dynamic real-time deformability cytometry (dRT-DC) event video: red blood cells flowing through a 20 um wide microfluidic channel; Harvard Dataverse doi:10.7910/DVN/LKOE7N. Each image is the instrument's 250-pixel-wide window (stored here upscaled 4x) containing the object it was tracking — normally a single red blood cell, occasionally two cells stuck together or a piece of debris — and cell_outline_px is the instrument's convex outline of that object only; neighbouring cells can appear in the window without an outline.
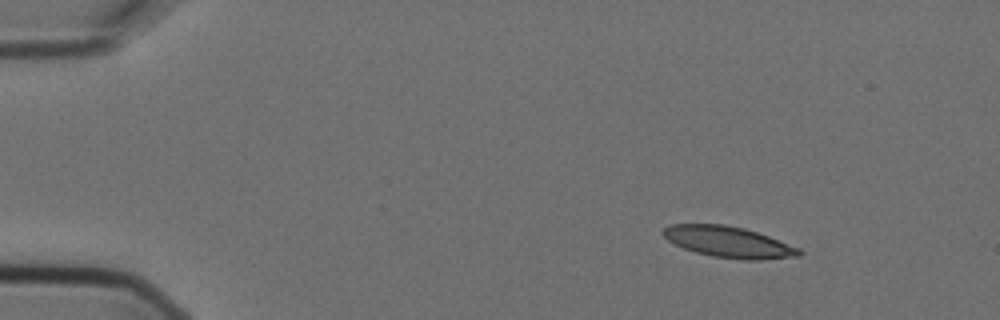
{"species": "Egyptian fruit bat (a non-hibernating species)", "species_latin": "Rousettus aegyptiacus", "temperature_condition": "cold", "stored_images_in_passage": 4, "camera_frame_rate_fps": 3000, "um_per_image_px": 0.085, "animal": {"sex": "female"}, "frame": {"image": 1, "passage_image": 1, "time_ms": 0.0, "image_size_px": [1000, 320], "cell_outline_px": [[804, 252], [800, 256], [760, 260], [744, 260], [712, 256], [696, 252], [684, 248], [668, 240], [660, 232], [668, 224], [724, 224], [744, 228], [768, 236], [800, 248]], "centroid_in_image_um": [61.94, 20.57], "position_along_channel_um": 23.1, "area_um2": 24.62}}
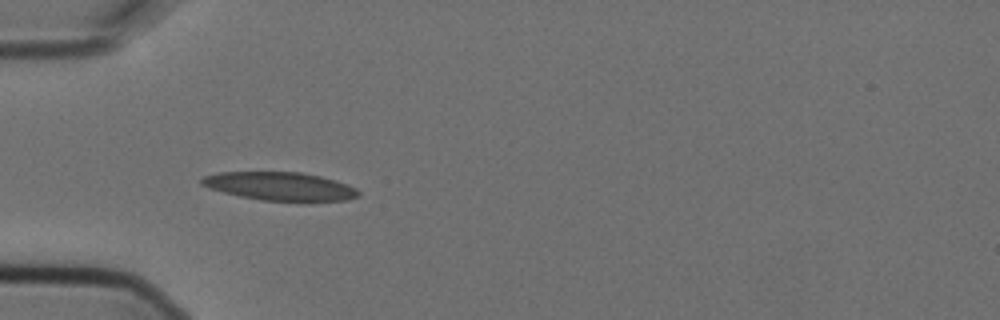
{"frame": {"image": 2, "passage_image": 3, "time_ms": 0.667, "image_size_px": [1000, 320], "cell_outline_px": [[360, 196], [348, 200], [260, 200], [240, 196], [208, 188], [200, 184], [200, 180], [204, 176], [216, 172], [300, 172], [320, 176], [336, 180], [348, 184], [356, 188], [360, 192]], "centroid_in_image_um": [23.79, 15.82], "position_along_channel_um": 61.2, "area_um2": 25.72}}
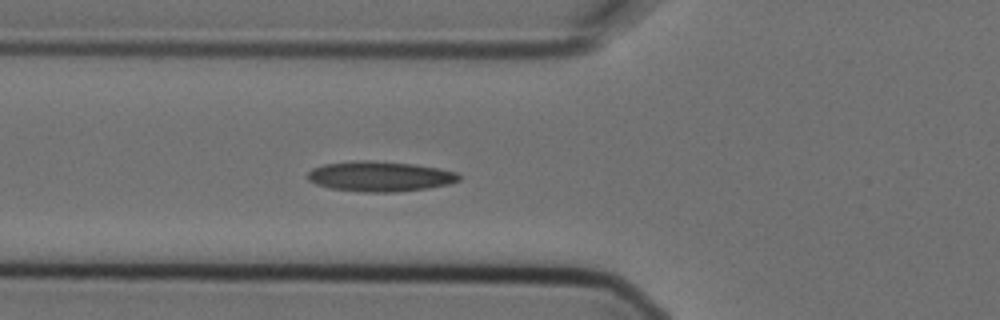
{"frame": {"image": 3, "passage_image": 4, "time_ms": 1.0, "image_size_px": [1000, 320], "cell_outline_px": [[460, 180], [448, 184], [428, 188], [396, 192], [360, 192], [328, 188], [316, 184], [308, 180], [308, 172], [312, 168], [324, 164], [356, 160], [372, 160], [412, 164], [436, 168], [456, 172], [460, 176]], "centroid_in_image_um": [32.25, 14.99], "position_along_channel_um": 93.5, "area_um2": 26.65}}